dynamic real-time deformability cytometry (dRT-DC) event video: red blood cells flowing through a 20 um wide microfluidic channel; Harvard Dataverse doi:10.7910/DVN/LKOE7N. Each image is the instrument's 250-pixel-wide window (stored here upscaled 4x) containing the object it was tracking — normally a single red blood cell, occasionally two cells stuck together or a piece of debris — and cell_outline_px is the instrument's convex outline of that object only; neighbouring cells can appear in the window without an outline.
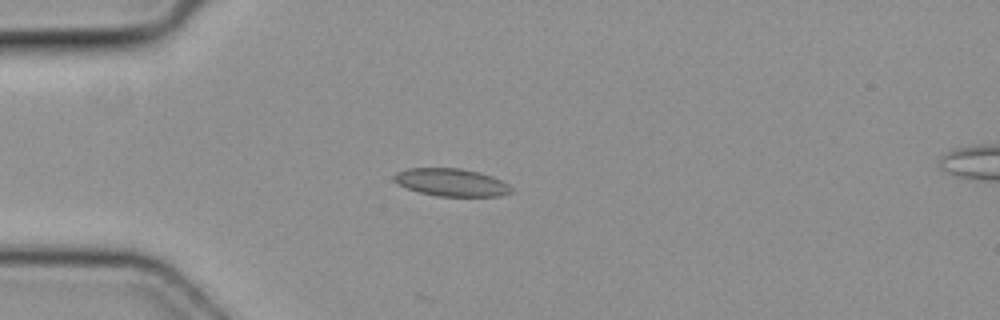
{"species": "common noctule bat (a hibernating species)", "species_latin": "Nyctalus noctula", "temperature_condition": "cold", "stored_images_in_passage": 4, "camera_frame_rate_fps": 3000, "um_per_image_px": 0.085, "animal": {"sex": "female", "body_mass_g": 19.3, "forearm_length_mm": 54.1}, "frame": {"image": 1, "passage_image": 3, "time_ms": 0.667, "image_size_px": [1000, 320], "cell_outline_px": [[512, 192], [500, 196], [436, 196], [420, 192], [396, 184], [392, 180], [392, 176], [396, 172], [408, 168], [460, 168], [480, 172], [492, 176], [508, 184], [512, 188]], "centroid_in_image_um": [38.33, 15.49], "position_along_channel_um": 46.7, "area_um2": 19.02}}